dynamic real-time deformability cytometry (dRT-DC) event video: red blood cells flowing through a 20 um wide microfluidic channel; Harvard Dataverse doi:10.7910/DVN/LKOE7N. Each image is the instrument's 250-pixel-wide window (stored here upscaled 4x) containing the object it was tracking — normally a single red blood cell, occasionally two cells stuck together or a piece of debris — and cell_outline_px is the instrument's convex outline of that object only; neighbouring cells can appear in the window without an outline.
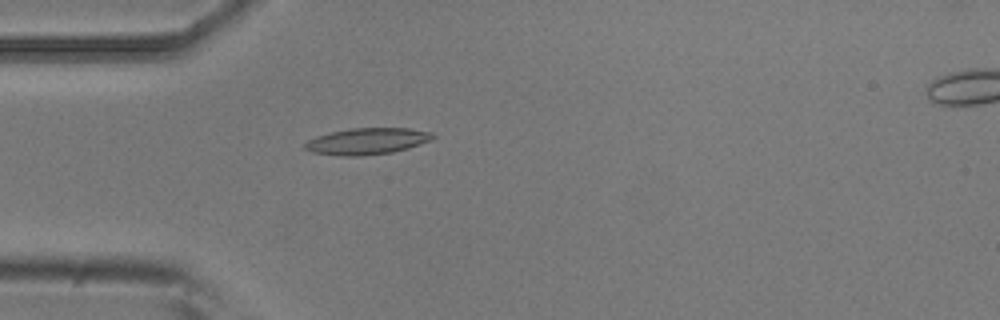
{"species": "common noctule bat (a hibernating species)", "species_latin": "Nyctalus noctula", "temperature_condition": "room temperature", "stored_images_in_passage": 4, "camera_frame_rate_fps": 3000, "um_per_image_px": 0.085, "animal": {"sex": "male", "body_mass_g": 20.5, "forearm_length_mm": 52.5}, "frame": {"image": 1, "passage_image": 3, "time_ms": 0.667, "image_size_px": [1000, 320], "cell_outline_px": [[436, 136], [432, 140], [408, 148], [392, 152], [360, 156], [340, 156], [312, 152], [304, 148], [304, 144], [308, 140], [316, 136], [332, 132], [352, 128], [408, 128], [432, 132]], "centroid_in_image_um": [31.22, 12.0], "position_along_channel_um": 53.8, "area_um2": 19.71}}